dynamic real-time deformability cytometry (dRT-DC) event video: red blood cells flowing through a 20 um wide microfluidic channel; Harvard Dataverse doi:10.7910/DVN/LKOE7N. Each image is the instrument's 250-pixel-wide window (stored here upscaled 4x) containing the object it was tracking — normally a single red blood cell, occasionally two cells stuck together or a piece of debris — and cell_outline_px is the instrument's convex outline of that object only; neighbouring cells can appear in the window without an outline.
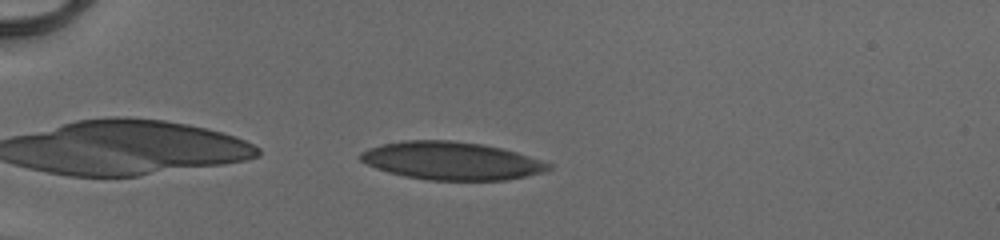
{"species": "human", "species_latin": "Homo sapiens", "temperature_condition": "cold", "stored_images_in_passage": 38, "camera_frame_rate_fps": 3000, "um_per_image_px": 0.085, "donor": {"sex": "male"}, "frame": {"image": 1, "passage_image": 2, "time_ms": 0.333, "image_size_px": [1000, 240], "cell_outline_px": [[552, 168], [544, 172], [528, 176], [504, 180], [428, 180], [404, 176], [388, 172], [376, 168], [360, 160], [356, 156], [360, 152], [368, 148], [380, 144], [404, 140], [452, 140], [480, 144], [500, 148], [516, 152], [552, 164]], "centroid_in_image_um": [38.33, 13.67], "position_along_channel_um": 46.7, "area_um2": 41.67}}
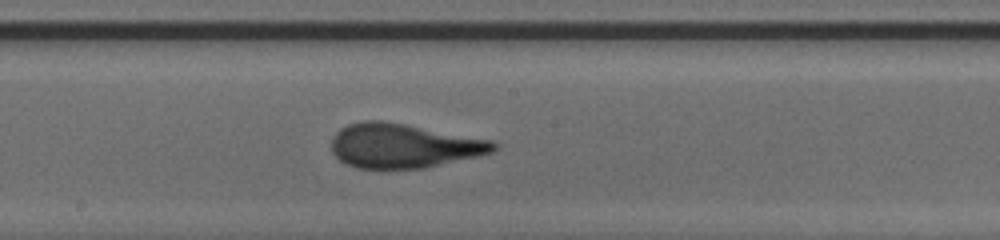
{"frame": {"image": 2, "passage_image": 17, "time_ms": 5.333, "image_size_px": [1000, 240], "cell_outline_px": [[500, 148], [492, 152], [480, 156], [424, 168], [356, 168], [344, 164], [332, 152], [332, 136], [340, 128], [348, 124], [364, 120], [384, 120], [492, 140], [500, 144]], "centroid_in_image_um": [34.32, 12.39], "position_along_channel_um": 213.9, "area_um2": 42.19}}
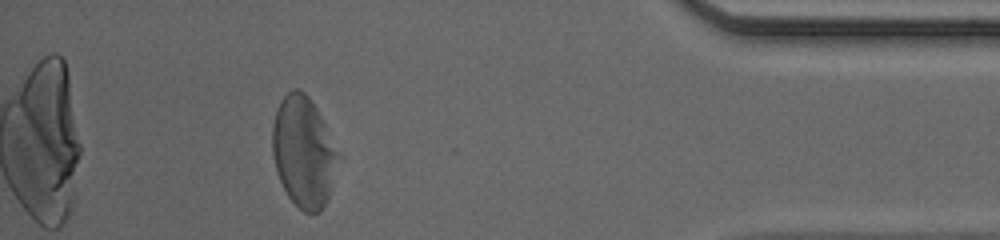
{"frame": {"image": 3, "passage_image": 34, "time_ms": 11.0, "image_size_px": [1000, 240], "cell_outline_px": [[336, 156], [328, 200], [320, 212], [304, 212], [288, 196], [276, 172], [272, 152], [272, 124], [276, 108], [280, 100], [292, 88], [300, 88], [308, 96], [316, 108], [324, 124], [336, 152]], "centroid_in_image_um": [25.72, 12.88], "position_along_channel_um": 409.5, "area_um2": 41.44}, "authors_computed_cell_mechanics": {"area_um2": 41.6738, "velocity_mm_per_s": 4.1123, "shape_relaxation_time_tau1_ms": 3.3409, "shape_relaxation_time_tau2_ms": 0.9183, "deformation_change_tau1": 0.1627, "deformation_change_tau2": 0.0814}}